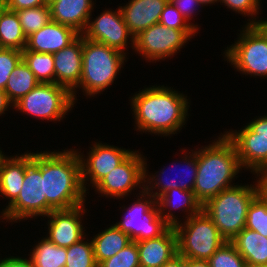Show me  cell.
Listing matches in <instances>:
<instances>
[{"instance_id": "cell-1", "label": "cell", "mask_w": 267, "mask_h": 267, "mask_svg": "<svg viewBox=\"0 0 267 267\" xmlns=\"http://www.w3.org/2000/svg\"><path fill=\"white\" fill-rule=\"evenodd\" d=\"M130 98L135 127L140 132L161 136L175 135L188 119L190 103L187 96L171 87H144Z\"/></svg>"}, {"instance_id": "cell-2", "label": "cell", "mask_w": 267, "mask_h": 267, "mask_svg": "<svg viewBox=\"0 0 267 267\" xmlns=\"http://www.w3.org/2000/svg\"><path fill=\"white\" fill-rule=\"evenodd\" d=\"M41 174L44 178L46 216L53 210H68L86 201L81 180L78 151H41Z\"/></svg>"}, {"instance_id": "cell-3", "label": "cell", "mask_w": 267, "mask_h": 267, "mask_svg": "<svg viewBox=\"0 0 267 267\" xmlns=\"http://www.w3.org/2000/svg\"><path fill=\"white\" fill-rule=\"evenodd\" d=\"M207 146L197 149V176L193 188L196 199L204 205L231 184L241 171L236 148L225 136L219 135Z\"/></svg>"}, {"instance_id": "cell-4", "label": "cell", "mask_w": 267, "mask_h": 267, "mask_svg": "<svg viewBox=\"0 0 267 267\" xmlns=\"http://www.w3.org/2000/svg\"><path fill=\"white\" fill-rule=\"evenodd\" d=\"M255 182H257L255 186L237 184L224 189L202 205V209L227 242L245 228L248 208L261 191L262 177L258 176Z\"/></svg>"}, {"instance_id": "cell-5", "label": "cell", "mask_w": 267, "mask_h": 267, "mask_svg": "<svg viewBox=\"0 0 267 267\" xmlns=\"http://www.w3.org/2000/svg\"><path fill=\"white\" fill-rule=\"evenodd\" d=\"M126 54L82 36V72L77 89L87 97L103 92L113 84L126 62Z\"/></svg>"}, {"instance_id": "cell-6", "label": "cell", "mask_w": 267, "mask_h": 267, "mask_svg": "<svg viewBox=\"0 0 267 267\" xmlns=\"http://www.w3.org/2000/svg\"><path fill=\"white\" fill-rule=\"evenodd\" d=\"M177 254L184 258L208 260L226 240L202 209L198 214L174 226Z\"/></svg>"}, {"instance_id": "cell-7", "label": "cell", "mask_w": 267, "mask_h": 267, "mask_svg": "<svg viewBox=\"0 0 267 267\" xmlns=\"http://www.w3.org/2000/svg\"><path fill=\"white\" fill-rule=\"evenodd\" d=\"M2 211L1 220H7L11 223L37 216H46L44 178L41 174V152H26L25 177L20 193L16 200Z\"/></svg>"}, {"instance_id": "cell-8", "label": "cell", "mask_w": 267, "mask_h": 267, "mask_svg": "<svg viewBox=\"0 0 267 267\" xmlns=\"http://www.w3.org/2000/svg\"><path fill=\"white\" fill-rule=\"evenodd\" d=\"M224 57L242 74L267 77V36L257 25H246Z\"/></svg>"}, {"instance_id": "cell-9", "label": "cell", "mask_w": 267, "mask_h": 267, "mask_svg": "<svg viewBox=\"0 0 267 267\" xmlns=\"http://www.w3.org/2000/svg\"><path fill=\"white\" fill-rule=\"evenodd\" d=\"M72 92L56 83H40L14 104L23 114L49 121H60L74 107Z\"/></svg>"}, {"instance_id": "cell-10", "label": "cell", "mask_w": 267, "mask_h": 267, "mask_svg": "<svg viewBox=\"0 0 267 267\" xmlns=\"http://www.w3.org/2000/svg\"><path fill=\"white\" fill-rule=\"evenodd\" d=\"M140 193L139 198L126 207L124 219L115 224L135 242L158 238L171 227L160 215L156 199L144 189Z\"/></svg>"}, {"instance_id": "cell-11", "label": "cell", "mask_w": 267, "mask_h": 267, "mask_svg": "<svg viewBox=\"0 0 267 267\" xmlns=\"http://www.w3.org/2000/svg\"><path fill=\"white\" fill-rule=\"evenodd\" d=\"M197 30H178L156 23L135 37V52L145 60L159 61L174 56ZM178 51V52H177Z\"/></svg>"}, {"instance_id": "cell-12", "label": "cell", "mask_w": 267, "mask_h": 267, "mask_svg": "<svg viewBox=\"0 0 267 267\" xmlns=\"http://www.w3.org/2000/svg\"><path fill=\"white\" fill-rule=\"evenodd\" d=\"M145 156L133 151L119 166L102 178L94 188L101 196L120 199L128 196L132 190L144 189ZM136 187V188H135Z\"/></svg>"}, {"instance_id": "cell-13", "label": "cell", "mask_w": 267, "mask_h": 267, "mask_svg": "<svg viewBox=\"0 0 267 267\" xmlns=\"http://www.w3.org/2000/svg\"><path fill=\"white\" fill-rule=\"evenodd\" d=\"M81 35L86 39L106 44L124 54H127L125 49L127 50L126 47L130 41L132 50L135 46V38L123 20L120 8L115 11L106 9L93 21L89 20Z\"/></svg>"}, {"instance_id": "cell-14", "label": "cell", "mask_w": 267, "mask_h": 267, "mask_svg": "<svg viewBox=\"0 0 267 267\" xmlns=\"http://www.w3.org/2000/svg\"><path fill=\"white\" fill-rule=\"evenodd\" d=\"M90 148L87 159L80 154L81 151L78 152L81 163V180L85 192L89 190L86 188L88 184L86 181L90 182L93 188L133 152L130 149H121L114 145L100 143V141L95 142Z\"/></svg>"}, {"instance_id": "cell-15", "label": "cell", "mask_w": 267, "mask_h": 267, "mask_svg": "<svg viewBox=\"0 0 267 267\" xmlns=\"http://www.w3.org/2000/svg\"><path fill=\"white\" fill-rule=\"evenodd\" d=\"M224 134L234 144L241 168L267 178V138L257 136L247 125Z\"/></svg>"}, {"instance_id": "cell-16", "label": "cell", "mask_w": 267, "mask_h": 267, "mask_svg": "<svg viewBox=\"0 0 267 267\" xmlns=\"http://www.w3.org/2000/svg\"><path fill=\"white\" fill-rule=\"evenodd\" d=\"M85 210L84 204L68 210H53L46 216L50 218L47 224L49 235L46 238L64 248L79 242L86 236L85 227L82 226Z\"/></svg>"}, {"instance_id": "cell-17", "label": "cell", "mask_w": 267, "mask_h": 267, "mask_svg": "<svg viewBox=\"0 0 267 267\" xmlns=\"http://www.w3.org/2000/svg\"><path fill=\"white\" fill-rule=\"evenodd\" d=\"M55 67V83L68 88L74 101L76 87L79 85L82 72V35L60 51L53 53Z\"/></svg>"}, {"instance_id": "cell-18", "label": "cell", "mask_w": 267, "mask_h": 267, "mask_svg": "<svg viewBox=\"0 0 267 267\" xmlns=\"http://www.w3.org/2000/svg\"><path fill=\"white\" fill-rule=\"evenodd\" d=\"M185 154L186 155H185V157H182V160H184L183 163H185L184 165H186V167H185V169H181V171L179 172V175L182 174L180 176H183V177L176 176L177 180L175 178L167 180L168 177H170V176H168V177L165 176V178H164V176H163L165 173L164 168L162 169V171L158 175H148L147 162L145 160V178H144L145 179L144 180L145 186H144V190L148 194L152 195L156 200L162 194H164L165 192H167L168 190L173 189V188H180L183 190L193 191L195 181H196V176H197V169H198V167H197V150L193 151L192 153L191 152H189V153L185 152ZM171 166H173V165H171ZM175 167H176V165H175ZM183 172H185V173H183ZM184 174L186 175L185 177H184ZM177 175H178V173H177ZM153 189L157 190L158 192L157 191L153 192Z\"/></svg>"}, {"instance_id": "cell-19", "label": "cell", "mask_w": 267, "mask_h": 267, "mask_svg": "<svg viewBox=\"0 0 267 267\" xmlns=\"http://www.w3.org/2000/svg\"><path fill=\"white\" fill-rule=\"evenodd\" d=\"M80 33L74 28L50 20L27 37L26 49L39 53H56L72 43Z\"/></svg>"}, {"instance_id": "cell-20", "label": "cell", "mask_w": 267, "mask_h": 267, "mask_svg": "<svg viewBox=\"0 0 267 267\" xmlns=\"http://www.w3.org/2000/svg\"><path fill=\"white\" fill-rule=\"evenodd\" d=\"M169 0H130L124 6H120L130 33L138 36L150 26L159 23V18Z\"/></svg>"}, {"instance_id": "cell-21", "label": "cell", "mask_w": 267, "mask_h": 267, "mask_svg": "<svg viewBox=\"0 0 267 267\" xmlns=\"http://www.w3.org/2000/svg\"><path fill=\"white\" fill-rule=\"evenodd\" d=\"M137 243L140 267H161L177 255V235L170 227L163 235Z\"/></svg>"}, {"instance_id": "cell-22", "label": "cell", "mask_w": 267, "mask_h": 267, "mask_svg": "<svg viewBox=\"0 0 267 267\" xmlns=\"http://www.w3.org/2000/svg\"><path fill=\"white\" fill-rule=\"evenodd\" d=\"M93 0H55L51 4V20L74 28L82 33L91 20Z\"/></svg>"}, {"instance_id": "cell-23", "label": "cell", "mask_w": 267, "mask_h": 267, "mask_svg": "<svg viewBox=\"0 0 267 267\" xmlns=\"http://www.w3.org/2000/svg\"><path fill=\"white\" fill-rule=\"evenodd\" d=\"M156 202L159 207L160 215L171 227H174L180 222L177 220L179 218H177L171 210L181 208V211L184 210V212L187 213V216L185 217L186 219L198 214L202 210V204L196 199L194 192L180 188L168 190L162 194Z\"/></svg>"}, {"instance_id": "cell-24", "label": "cell", "mask_w": 267, "mask_h": 267, "mask_svg": "<svg viewBox=\"0 0 267 267\" xmlns=\"http://www.w3.org/2000/svg\"><path fill=\"white\" fill-rule=\"evenodd\" d=\"M26 170V153L20 156H6L0 164V193L9 199L10 206L22 188Z\"/></svg>"}, {"instance_id": "cell-25", "label": "cell", "mask_w": 267, "mask_h": 267, "mask_svg": "<svg viewBox=\"0 0 267 267\" xmlns=\"http://www.w3.org/2000/svg\"><path fill=\"white\" fill-rule=\"evenodd\" d=\"M230 242L246 262L267 265V237L244 228Z\"/></svg>"}, {"instance_id": "cell-26", "label": "cell", "mask_w": 267, "mask_h": 267, "mask_svg": "<svg viewBox=\"0 0 267 267\" xmlns=\"http://www.w3.org/2000/svg\"><path fill=\"white\" fill-rule=\"evenodd\" d=\"M93 237L91 241L97 265L113 257L131 242L129 236L115 224Z\"/></svg>"}, {"instance_id": "cell-27", "label": "cell", "mask_w": 267, "mask_h": 267, "mask_svg": "<svg viewBox=\"0 0 267 267\" xmlns=\"http://www.w3.org/2000/svg\"><path fill=\"white\" fill-rule=\"evenodd\" d=\"M27 37L22 31L18 14L6 7L0 13V48H13L22 51Z\"/></svg>"}, {"instance_id": "cell-28", "label": "cell", "mask_w": 267, "mask_h": 267, "mask_svg": "<svg viewBox=\"0 0 267 267\" xmlns=\"http://www.w3.org/2000/svg\"><path fill=\"white\" fill-rule=\"evenodd\" d=\"M38 84L40 83L35 78L34 73L22 59L10 74L4 91L7 93L10 101L15 104Z\"/></svg>"}, {"instance_id": "cell-29", "label": "cell", "mask_w": 267, "mask_h": 267, "mask_svg": "<svg viewBox=\"0 0 267 267\" xmlns=\"http://www.w3.org/2000/svg\"><path fill=\"white\" fill-rule=\"evenodd\" d=\"M30 252L32 267H65L67 248L59 247L46 237Z\"/></svg>"}, {"instance_id": "cell-30", "label": "cell", "mask_w": 267, "mask_h": 267, "mask_svg": "<svg viewBox=\"0 0 267 267\" xmlns=\"http://www.w3.org/2000/svg\"><path fill=\"white\" fill-rule=\"evenodd\" d=\"M22 59L34 73L39 83H55L53 54L34 52L24 48Z\"/></svg>"}, {"instance_id": "cell-31", "label": "cell", "mask_w": 267, "mask_h": 267, "mask_svg": "<svg viewBox=\"0 0 267 267\" xmlns=\"http://www.w3.org/2000/svg\"><path fill=\"white\" fill-rule=\"evenodd\" d=\"M16 13L26 37L37 32L51 20L49 5L21 9L16 11Z\"/></svg>"}, {"instance_id": "cell-32", "label": "cell", "mask_w": 267, "mask_h": 267, "mask_svg": "<svg viewBox=\"0 0 267 267\" xmlns=\"http://www.w3.org/2000/svg\"><path fill=\"white\" fill-rule=\"evenodd\" d=\"M84 240L85 237L67 248L65 267H98L92 241Z\"/></svg>"}, {"instance_id": "cell-33", "label": "cell", "mask_w": 267, "mask_h": 267, "mask_svg": "<svg viewBox=\"0 0 267 267\" xmlns=\"http://www.w3.org/2000/svg\"><path fill=\"white\" fill-rule=\"evenodd\" d=\"M245 228L267 237V200L260 193L248 208Z\"/></svg>"}, {"instance_id": "cell-34", "label": "cell", "mask_w": 267, "mask_h": 267, "mask_svg": "<svg viewBox=\"0 0 267 267\" xmlns=\"http://www.w3.org/2000/svg\"><path fill=\"white\" fill-rule=\"evenodd\" d=\"M210 267H244L246 261L231 242H225L209 259Z\"/></svg>"}, {"instance_id": "cell-35", "label": "cell", "mask_w": 267, "mask_h": 267, "mask_svg": "<svg viewBox=\"0 0 267 267\" xmlns=\"http://www.w3.org/2000/svg\"><path fill=\"white\" fill-rule=\"evenodd\" d=\"M98 267H140L137 243L131 241L113 257L102 261Z\"/></svg>"}, {"instance_id": "cell-36", "label": "cell", "mask_w": 267, "mask_h": 267, "mask_svg": "<svg viewBox=\"0 0 267 267\" xmlns=\"http://www.w3.org/2000/svg\"><path fill=\"white\" fill-rule=\"evenodd\" d=\"M22 60V51L13 48H0V90H5L14 68Z\"/></svg>"}, {"instance_id": "cell-37", "label": "cell", "mask_w": 267, "mask_h": 267, "mask_svg": "<svg viewBox=\"0 0 267 267\" xmlns=\"http://www.w3.org/2000/svg\"><path fill=\"white\" fill-rule=\"evenodd\" d=\"M159 23L168 27L178 30H197L198 25L193 23H188V21L183 17V15L178 11V9L168 1L162 11Z\"/></svg>"}, {"instance_id": "cell-38", "label": "cell", "mask_w": 267, "mask_h": 267, "mask_svg": "<svg viewBox=\"0 0 267 267\" xmlns=\"http://www.w3.org/2000/svg\"><path fill=\"white\" fill-rule=\"evenodd\" d=\"M219 2L238 14L245 15V17L251 16L248 20L250 22L246 23V25H256L258 22L255 17H257V14H259V10L261 9L259 0H219ZM251 18L253 19L251 20Z\"/></svg>"}, {"instance_id": "cell-39", "label": "cell", "mask_w": 267, "mask_h": 267, "mask_svg": "<svg viewBox=\"0 0 267 267\" xmlns=\"http://www.w3.org/2000/svg\"><path fill=\"white\" fill-rule=\"evenodd\" d=\"M183 15V17L190 23L189 21L192 20V16H195L194 13L199 8L198 6L202 5L196 0H169ZM197 7V8H196ZM194 14V15H193Z\"/></svg>"}, {"instance_id": "cell-40", "label": "cell", "mask_w": 267, "mask_h": 267, "mask_svg": "<svg viewBox=\"0 0 267 267\" xmlns=\"http://www.w3.org/2000/svg\"><path fill=\"white\" fill-rule=\"evenodd\" d=\"M45 4V0H5V7L12 11L39 7Z\"/></svg>"}, {"instance_id": "cell-41", "label": "cell", "mask_w": 267, "mask_h": 267, "mask_svg": "<svg viewBox=\"0 0 267 267\" xmlns=\"http://www.w3.org/2000/svg\"><path fill=\"white\" fill-rule=\"evenodd\" d=\"M260 117L257 119L255 118L254 121L249 122L247 126L254 133H256L257 136L267 138V115L260 116Z\"/></svg>"}, {"instance_id": "cell-42", "label": "cell", "mask_w": 267, "mask_h": 267, "mask_svg": "<svg viewBox=\"0 0 267 267\" xmlns=\"http://www.w3.org/2000/svg\"><path fill=\"white\" fill-rule=\"evenodd\" d=\"M0 260V267H32L30 259L23 257L10 256Z\"/></svg>"}, {"instance_id": "cell-43", "label": "cell", "mask_w": 267, "mask_h": 267, "mask_svg": "<svg viewBox=\"0 0 267 267\" xmlns=\"http://www.w3.org/2000/svg\"><path fill=\"white\" fill-rule=\"evenodd\" d=\"M14 107V104L10 101L7 93L4 90H0V116L5 114V111L10 107Z\"/></svg>"}, {"instance_id": "cell-44", "label": "cell", "mask_w": 267, "mask_h": 267, "mask_svg": "<svg viewBox=\"0 0 267 267\" xmlns=\"http://www.w3.org/2000/svg\"><path fill=\"white\" fill-rule=\"evenodd\" d=\"M185 267H210L208 260L184 258Z\"/></svg>"}, {"instance_id": "cell-45", "label": "cell", "mask_w": 267, "mask_h": 267, "mask_svg": "<svg viewBox=\"0 0 267 267\" xmlns=\"http://www.w3.org/2000/svg\"><path fill=\"white\" fill-rule=\"evenodd\" d=\"M161 267H185L184 257L177 254L170 261L163 264Z\"/></svg>"}, {"instance_id": "cell-46", "label": "cell", "mask_w": 267, "mask_h": 267, "mask_svg": "<svg viewBox=\"0 0 267 267\" xmlns=\"http://www.w3.org/2000/svg\"><path fill=\"white\" fill-rule=\"evenodd\" d=\"M256 25L263 31V33L267 36V19L266 20H262V18H260V20H258V22L256 23Z\"/></svg>"}, {"instance_id": "cell-47", "label": "cell", "mask_w": 267, "mask_h": 267, "mask_svg": "<svg viewBox=\"0 0 267 267\" xmlns=\"http://www.w3.org/2000/svg\"><path fill=\"white\" fill-rule=\"evenodd\" d=\"M260 194L267 200V178H262Z\"/></svg>"}, {"instance_id": "cell-48", "label": "cell", "mask_w": 267, "mask_h": 267, "mask_svg": "<svg viewBox=\"0 0 267 267\" xmlns=\"http://www.w3.org/2000/svg\"><path fill=\"white\" fill-rule=\"evenodd\" d=\"M196 1H198L202 6H204V5H207L208 6V4L209 5H213V4H215V2L216 3H218L219 2V0H196Z\"/></svg>"}, {"instance_id": "cell-49", "label": "cell", "mask_w": 267, "mask_h": 267, "mask_svg": "<svg viewBox=\"0 0 267 267\" xmlns=\"http://www.w3.org/2000/svg\"><path fill=\"white\" fill-rule=\"evenodd\" d=\"M244 267H267V265H264V264H253V263L246 262Z\"/></svg>"}, {"instance_id": "cell-50", "label": "cell", "mask_w": 267, "mask_h": 267, "mask_svg": "<svg viewBox=\"0 0 267 267\" xmlns=\"http://www.w3.org/2000/svg\"><path fill=\"white\" fill-rule=\"evenodd\" d=\"M5 8V0H0V13L3 11Z\"/></svg>"}, {"instance_id": "cell-51", "label": "cell", "mask_w": 267, "mask_h": 267, "mask_svg": "<svg viewBox=\"0 0 267 267\" xmlns=\"http://www.w3.org/2000/svg\"><path fill=\"white\" fill-rule=\"evenodd\" d=\"M0 149H1V148H0ZM5 157H6V155H4V154L2 153V150H0V164H1L2 160H3Z\"/></svg>"}, {"instance_id": "cell-52", "label": "cell", "mask_w": 267, "mask_h": 267, "mask_svg": "<svg viewBox=\"0 0 267 267\" xmlns=\"http://www.w3.org/2000/svg\"><path fill=\"white\" fill-rule=\"evenodd\" d=\"M53 1H55V0H45V4H46V5H49V4H51Z\"/></svg>"}]
</instances>
